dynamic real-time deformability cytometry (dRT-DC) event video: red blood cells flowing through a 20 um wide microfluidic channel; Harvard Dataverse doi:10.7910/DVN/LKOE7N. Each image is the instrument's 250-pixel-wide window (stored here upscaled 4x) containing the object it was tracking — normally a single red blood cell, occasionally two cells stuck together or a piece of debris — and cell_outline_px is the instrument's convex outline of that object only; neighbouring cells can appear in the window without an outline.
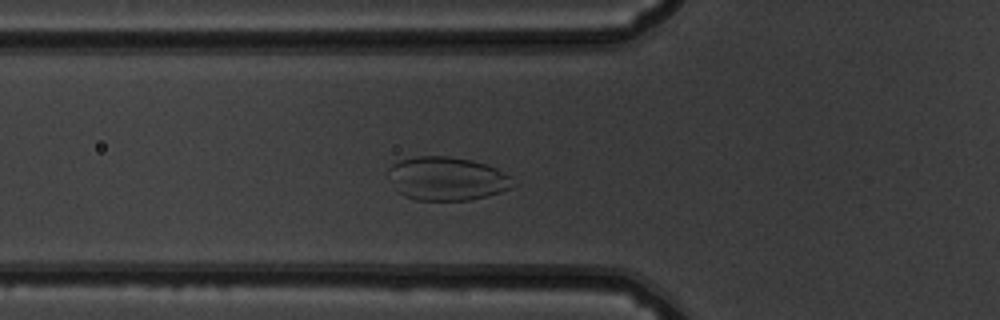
{"species": "common noctule bat (a hibernating species)", "species_latin": "Nyctalus noctula", "temperature_condition": "warm", "stored_images_in_passage": 36, "camera_frame_rate_fps": 3000, "um_per_image_px": 0.085, "animal": {"sex": "male", "body_mass_g": 19.5, "forearm_length_mm": 54.6}, "frame": {"image": 1, "passage_image": 3, "time_ms": 0.667, "image_size_px": [1000, 320], "cell_outline_px": [[516, 184], [512, 188], [500, 192], [468, 200], [416, 200], [404, 196], [396, 188], [388, 168], [392, 164], [400, 160], [416, 156], [448, 156], [472, 160], [496, 168], [512, 176]], "centroid_in_image_um": [38.04, 15.18], "position_along_channel_um": 87.8, "area_um2": 31.44}}
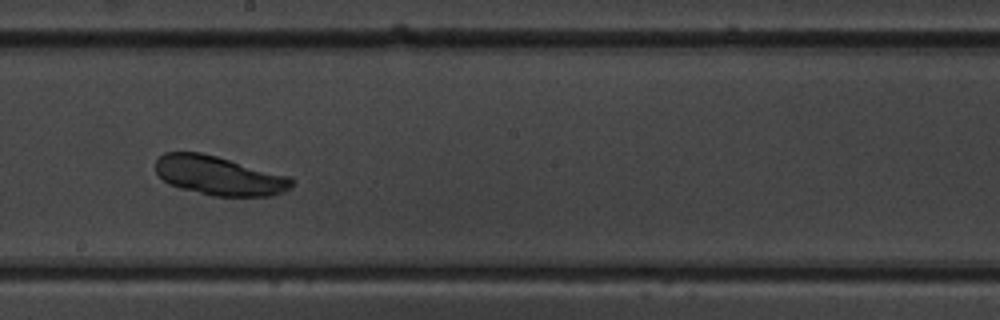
{"frame": {"image": 2, "passage_image": 14, "time_ms": 4.333, "image_size_px": [1000, 320], "cell_outline_px": [[296, 180], [292, 188], [284, 192], [272, 196], [212, 196], [180, 188], [168, 184], [156, 172], [156, 160], [164, 152], [200, 152], [216, 156], [292, 176]], "centroid_in_image_um": [18.69, 14.94], "position_along_channel_um": 229.5, "area_um2": 31.39}}
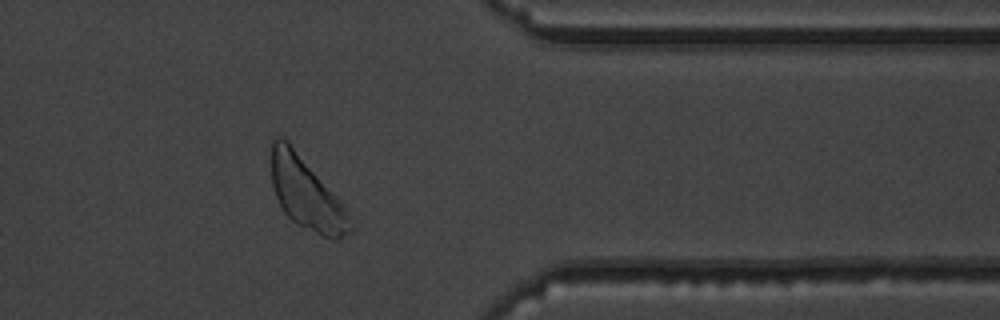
{"frame": {"image": 3, "passage_image": 27, "time_ms": 8.667, "image_size_px": [1000, 320], "cell_outline_px": [[356, 228], [336, 240], [332, 240], [292, 220], [284, 212], [276, 196], [272, 184], [272, 140], [280, 136], [292, 148], [340, 200], [348, 212]], "centroid_in_image_um": [26.08, 16.53], "position_along_channel_um": 385.3, "area_um2": 31.73}}